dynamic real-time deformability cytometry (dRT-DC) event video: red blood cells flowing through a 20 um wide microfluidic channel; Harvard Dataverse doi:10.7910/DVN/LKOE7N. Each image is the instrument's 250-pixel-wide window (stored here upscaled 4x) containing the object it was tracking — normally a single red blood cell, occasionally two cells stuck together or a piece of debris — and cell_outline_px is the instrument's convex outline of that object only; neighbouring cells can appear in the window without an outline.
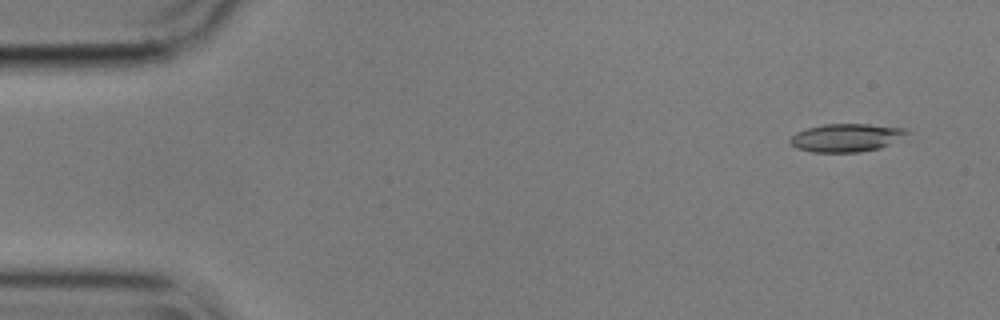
{"species": "common noctule bat (a hibernating species)", "species_latin": "Nyctalus noctula", "temperature_condition": "cold", "stored_images_in_passage": 15, "camera_frame_rate_fps": 3000, "um_per_image_px": 0.085, "animal": {"sex": "male", "body_mass_g": 17.9}, "frame": {"image": 1, "passage_image": 4, "time_ms": 1.0, "image_size_px": [1000, 320], "cell_outline_px": [[908, 132], [888, 144], [880, 148], [860, 152], [812, 152], [796, 148], [788, 140], [796, 132], [808, 128], [824, 124], [868, 124], [908, 128]], "centroid_in_image_um": [71.89, 11.7], "position_along_channel_um": 13.1, "area_um2": 18.9}}